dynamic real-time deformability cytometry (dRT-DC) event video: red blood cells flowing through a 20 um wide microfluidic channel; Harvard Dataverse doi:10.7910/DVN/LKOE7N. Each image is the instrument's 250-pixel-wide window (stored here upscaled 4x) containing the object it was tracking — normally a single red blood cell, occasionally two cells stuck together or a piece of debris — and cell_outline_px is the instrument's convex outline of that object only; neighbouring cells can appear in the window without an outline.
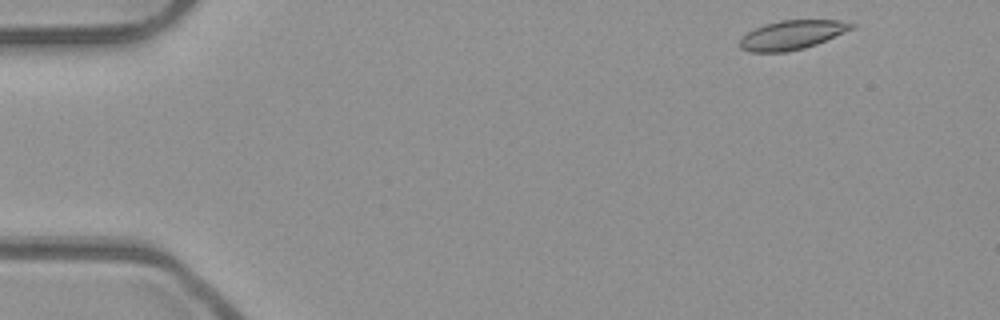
{"species": "common noctule bat (a hibernating species)", "species_latin": "Nyctalus noctula", "temperature_condition": "room temperature", "stored_images_in_passage": 49, "camera_frame_rate_fps": 3000, "um_per_image_px": 0.085, "animal": {"sex": "male", "body_mass_g": 23.1, "forearm_length_mm": 52.7}, "frame": {"image": 1, "passage_image": 1, "time_ms": 0.0, "image_size_px": [1000, 320], "cell_outline_px": [[856, 24], [852, 28], [816, 44], [804, 48], [784, 52], [752, 52], [740, 48], [740, 40], [748, 32], [764, 24], [780, 20], [840, 20]], "centroid_in_image_um": [67.3, 2.96], "position_along_channel_um": 17.7, "area_um2": 18.61}}
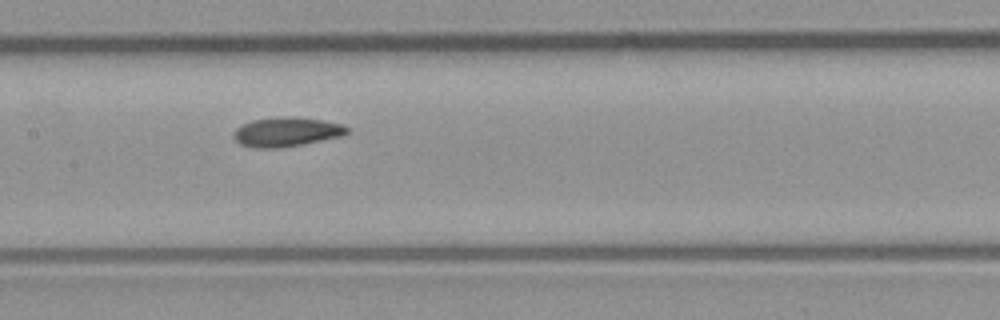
{"frame": {"image": 2, "passage_image": 22, "time_ms": 7.0, "image_size_px": [1000, 320], "cell_outline_px": [[348, 132], [340, 136], [280, 148], [252, 148], [240, 144], [232, 136], [236, 128], [252, 120], [276, 116], [292, 116], [320, 120], [340, 124], [348, 128]], "centroid_in_image_um": [24.28, 11.2], "position_along_channel_um": 183.1, "area_um2": 19.19}}
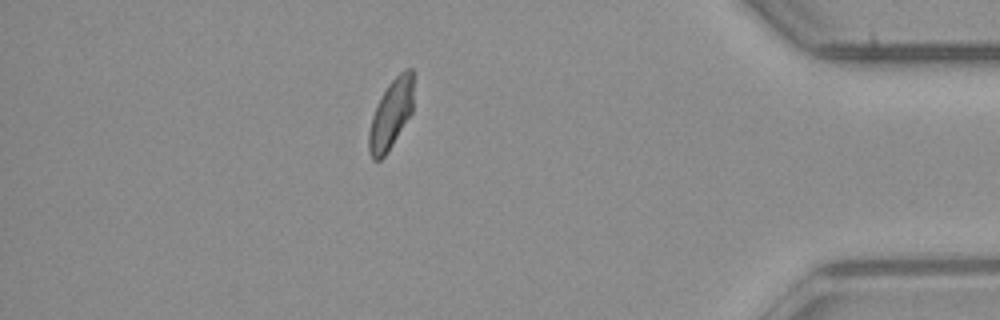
{"frame": {"image": 3, "passage_image": 42, "time_ms": 13.667, "image_size_px": [1000, 320], "cell_outline_px": [[412, 112], [392, 144], [384, 156], [380, 160], [372, 160], [368, 148], [368, 132], [372, 116], [388, 84], [404, 68], [412, 68]], "centroid_in_image_um": [33.21, 9.72], "position_along_channel_um": 402.0, "area_um2": 17.57}, "authors_computed_cell_mechanics": {"area_um2": 18.9006, "velocity_mm_per_s": 3.9195, "shape_relaxation_time_tau1_ms": 7.7925, "shape_relaxation_time_tau2_ms": 3.1839, "deformation_change_tau1": 0.1427, "deformation_change_tau2": 0.0754}}